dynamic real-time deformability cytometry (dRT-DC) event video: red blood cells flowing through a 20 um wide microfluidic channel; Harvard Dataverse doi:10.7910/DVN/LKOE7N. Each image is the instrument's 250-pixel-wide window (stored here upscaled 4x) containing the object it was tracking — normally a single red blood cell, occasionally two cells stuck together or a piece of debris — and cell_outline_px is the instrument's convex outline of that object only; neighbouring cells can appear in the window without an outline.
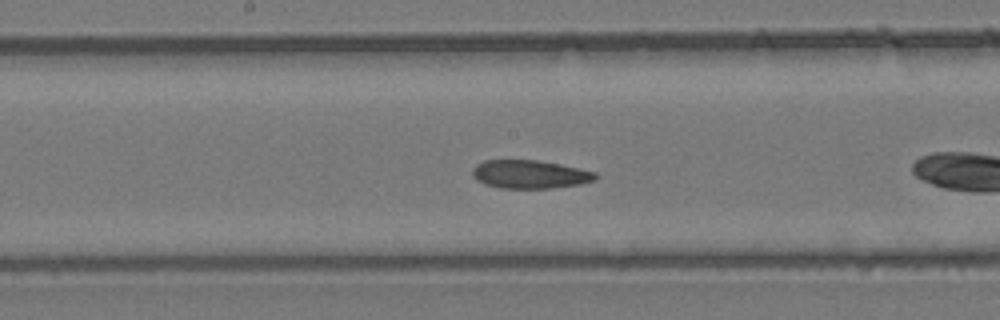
{"species": "common noctule bat (a hibernating species)", "species_latin": "Nyctalus noctula", "temperature_condition": "room temperature", "stored_images_in_passage": 28, "camera_frame_rate_fps": 3000, "um_per_image_px": 0.085, "animal": {"sex": "female", "body_mass_g": 24.6, "forearm_length_mm": 56.2}, "frame": {"image": 1, "passage_image": 9, "time_ms": 2.667, "image_size_px": [1000, 320], "cell_outline_px": [[600, 176], [596, 180], [580, 184], [552, 188], [500, 188], [484, 184], [476, 180], [472, 176], [472, 168], [476, 164], [484, 160], [536, 160], [560, 164], [596, 172]], "centroid_in_image_um": [45.03, 14.82], "position_along_channel_um": 203.2, "area_um2": 20.52}}
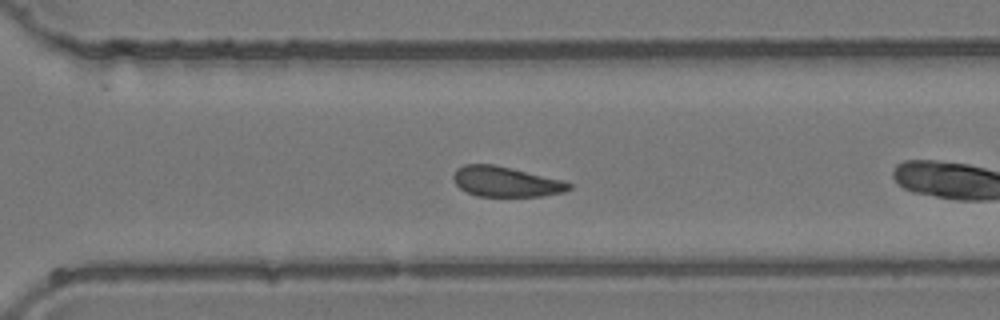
{"frame": {"image": 2, "passage_image": 16, "time_ms": 5.0, "image_size_px": [1000, 320], "cell_outline_px": [[572, 188], [564, 192], [540, 196], [476, 196], [460, 188], [452, 180], [452, 176], [456, 168], [464, 164], [492, 164], [512, 168], [564, 180], [572, 184]], "centroid_in_image_um": [42.99, 15.43], "position_along_channel_um": 327.6, "area_um2": 20.46}}
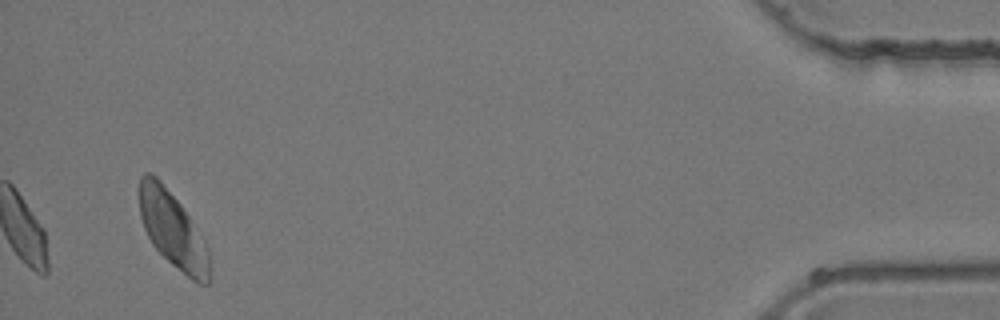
{"frame": {"image": 3, "passage_image": 28, "time_ms": 9.0, "image_size_px": [1000, 320], "cell_outline_px": [[212, 280], [208, 284], [200, 284], [192, 280], [172, 264], [152, 244], [144, 228], [140, 216], [140, 176], [144, 172], [152, 172], [160, 180], [180, 204], [204, 240], [208, 248], [212, 260]], "centroid_in_image_um": [14.74, 19.59], "position_along_channel_um": 420.5, "area_um2": 31.15}}